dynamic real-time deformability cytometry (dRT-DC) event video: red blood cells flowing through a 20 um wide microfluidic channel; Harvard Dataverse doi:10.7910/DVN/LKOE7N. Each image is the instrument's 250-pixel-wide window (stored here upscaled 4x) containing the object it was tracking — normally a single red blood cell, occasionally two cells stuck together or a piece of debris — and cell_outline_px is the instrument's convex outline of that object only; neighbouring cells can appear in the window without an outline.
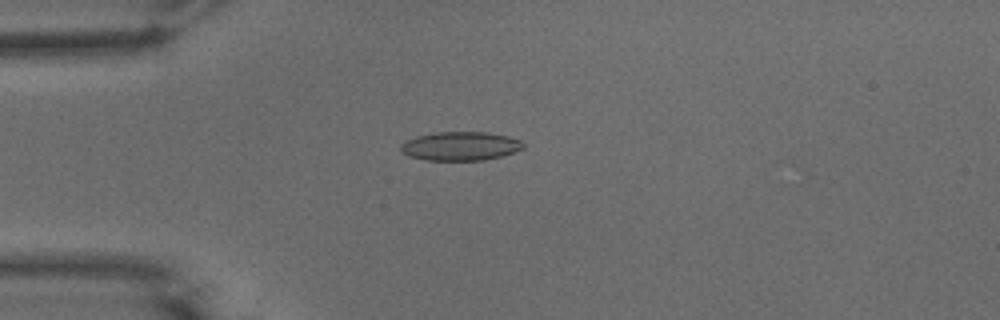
{"species": "common noctule bat (a hibernating species)", "species_latin": "Nyctalus noctula", "temperature_condition": "warm", "stored_images_in_passage": 52, "camera_frame_rate_fps": 3000, "um_per_image_px": 0.085, "animal": {"sex": "male", "body_mass_g": 15.6}, "frame": {"image": 1, "passage_image": 14, "time_ms": 4.333, "image_size_px": [1000, 320], "cell_outline_px": [[524, 148], [500, 156], [484, 160], [424, 160], [408, 156], [400, 152], [400, 144], [404, 140], [416, 136], [436, 132], [488, 132], [508, 136], [520, 140], [524, 144]], "centroid_in_image_um": [39.07, 12.41], "position_along_channel_um": 45.9, "area_um2": 20.69}}
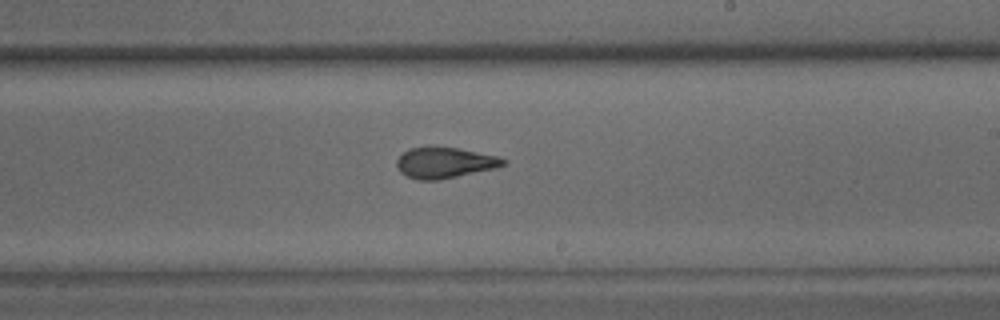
{"frame": {"image": 2, "passage_image": 31, "time_ms": 10.0, "image_size_px": [1000, 320], "cell_outline_px": [[508, 160], [504, 164], [496, 168], [436, 180], [420, 180], [408, 176], [400, 172], [396, 164], [396, 160], [408, 148], [456, 148], [496, 156]], "centroid_in_image_um": [37.78, 13.84], "position_along_channel_um": 251.2, "area_um2": 18.55}}
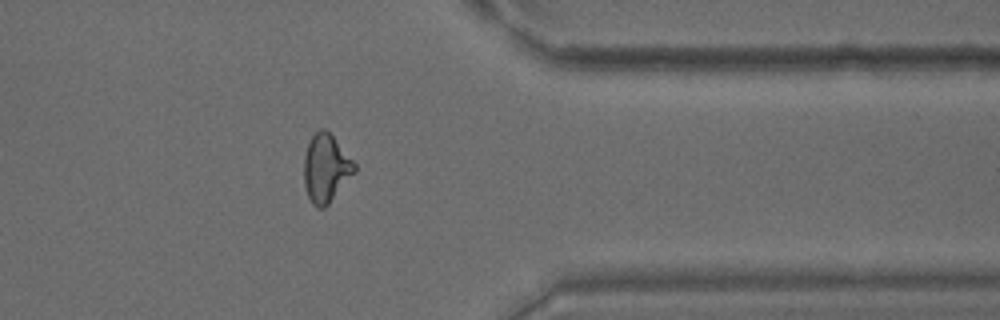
{"frame": {"image": 3, "passage_image": 42, "time_ms": 13.667, "image_size_px": [1000, 320], "cell_outline_px": [[356, 172], [328, 204], [324, 208], [316, 208], [312, 204], [308, 196], [304, 184], [304, 156], [308, 144], [312, 136], [320, 128], [324, 128], [332, 136], [356, 164]], "centroid_in_image_um": [27.7, 14.33], "position_along_channel_um": 383.7, "area_um2": 19.88}, "authors_computed_cell_mechanics": {"area_um2": 19.7965, "velocity_mm_per_s": 3.9226, "shape_relaxation_time_tau1_ms": null, "shape_relaxation_time_tau2_ms": 1.6827, "deformation_change_tau1": null, "deformation_change_tau2": 0.0907}}